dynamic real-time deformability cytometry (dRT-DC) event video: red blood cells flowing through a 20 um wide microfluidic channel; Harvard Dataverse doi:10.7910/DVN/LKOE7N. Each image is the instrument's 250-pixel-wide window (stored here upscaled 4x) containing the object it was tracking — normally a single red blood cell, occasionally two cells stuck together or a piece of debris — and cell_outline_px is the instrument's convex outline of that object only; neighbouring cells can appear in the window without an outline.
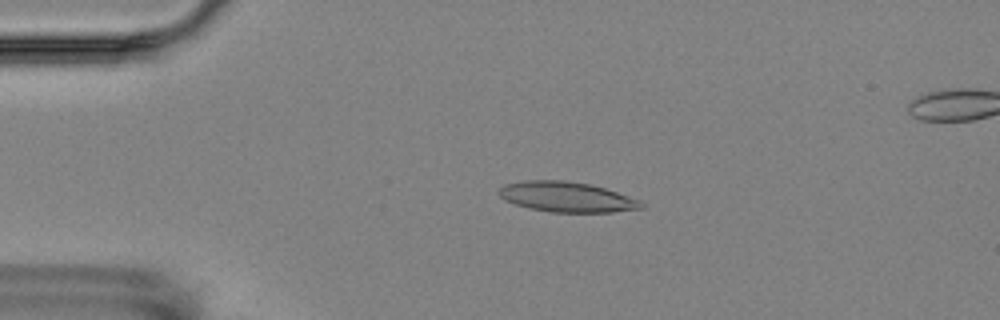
{"species": "Egyptian fruit bat (a non-hibernating species)", "species_latin": "Rousettus aegyptiacus", "temperature_condition": "room temperature", "stored_images_in_passage": 5, "camera_frame_rate_fps": 3000, "um_per_image_px": 0.085, "animal": {"sex": "female"}, "frame": {"image": 1, "passage_image": 3, "time_ms": 3.0, "image_size_px": [1000, 320], "cell_outline_px": [[644, 208], [612, 212], [552, 212], [528, 208], [504, 200], [496, 192], [504, 184], [524, 180], [564, 180], [588, 184], [604, 188], [640, 200], [644, 204]], "centroid_in_image_um": [48.14, 16.74], "position_along_channel_um": 36.9, "area_um2": 25.03}}